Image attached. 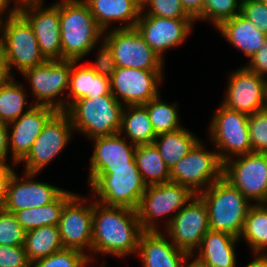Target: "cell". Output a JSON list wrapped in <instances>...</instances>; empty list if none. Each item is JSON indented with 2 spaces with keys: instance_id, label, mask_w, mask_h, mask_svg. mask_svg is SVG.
<instances>
[{
  "instance_id": "20",
  "label": "cell",
  "mask_w": 267,
  "mask_h": 267,
  "mask_svg": "<svg viewBox=\"0 0 267 267\" xmlns=\"http://www.w3.org/2000/svg\"><path fill=\"white\" fill-rule=\"evenodd\" d=\"M37 174L24 172L23 177L14 172L7 185L3 209L15 213L27 208L44 206L55 201L65 189L34 180Z\"/></svg>"
},
{
  "instance_id": "41",
  "label": "cell",
  "mask_w": 267,
  "mask_h": 267,
  "mask_svg": "<svg viewBox=\"0 0 267 267\" xmlns=\"http://www.w3.org/2000/svg\"><path fill=\"white\" fill-rule=\"evenodd\" d=\"M240 14L267 36V4L260 0H241Z\"/></svg>"
},
{
  "instance_id": "55",
  "label": "cell",
  "mask_w": 267,
  "mask_h": 267,
  "mask_svg": "<svg viewBox=\"0 0 267 267\" xmlns=\"http://www.w3.org/2000/svg\"><path fill=\"white\" fill-rule=\"evenodd\" d=\"M265 109L267 110V88H266Z\"/></svg>"
},
{
  "instance_id": "56",
  "label": "cell",
  "mask_w": 267,
  "mask_h": 267,
  "mask_svg": "<svg viewBox=\"0 0 267 267\" xmlns=\"http://www.w3.org/2000/svg\"><path fill=\"white\" fill-rule=\"evenodd\" d=\"M261 2H264L265 4H267V0H260Z\"/></svg>"
},
{
  "instance_id": "23",
  "label": "cell",
  "mask_w": 267,
  "mask_h": 267,
  "mask_svg": "<svg viewBox=\"0 0 267 267\" xmlns=\"http://www.w3.org/2000/svg\"><path fill=\"white\" fill-rule=\"evenodd\" d=\"M139 253V254H138ZM137 254L142 267H181L188 255L178 249L160 231H143L138 242Z\"/></svg>"
},
{
  "instance_id": "14",
  "label": "cell",
  "mask_w": 267,
  "mask_h": 267,
  "mask_svg": "<svg viewBox=\"0 0 267 267\" xmlns=\"http://www.w3.org/2000/svg\"><path fill=\"white\" fill-rule=\"evenodd\" d=\"M73 131L69 115L65 111H57L44 125L29 153L20 162L25 164L24 171L39 174L68 145Z\"/></svg>"
},
{
  "instance_id": "33",
  "label": "cell",
  "mask_w": 267,
  "mask_h": 267,
  "mask_svg": "<svg viewBox=\"0 0 267 267\" xmlns=\"http://www.w3.org/2000/svg\"><path fill=\"white\" fill-rule=\"evenodd\" d=\"M241 238L247 241L253 254H267V207L264 204L253 202L239 239Z\"/></svg>"
},
{
  "instance_id": "21",
  "label": "cell",
  "mask_w": 267,
  "mask_h": 267,
  "mask_svg": "<svg viewBox=\"0 0 267 267\" xmlns=\"http://www.w3.org/2000/svg\"><path fill=\"white\" fill-rule=\"evenodd\" d=\"M32 108L18 119L7 124L8 146L14 165L20 163L29 153L32 144L42 132L47 121L57 112L50 106L30 104Z\"/></svg>"
},
{
  "instance_id": "53",
  "label": "cell",
  "mask_w": 267,
  "mask_h": 267,
  "mask_svg": "<svg viewBox=\"0 0 267 267\" xmlns=\"http://www.w3.org/2000/svg\"><path fill=\"white\" fill-rule=\"evenodd\" d=\"M1 30H0V55L4 52L3 49V36L1 35Z\"/></svg>"
},
{
  "instance_id": "40",
  "label": "cell",
  "mask_w": 267,
  "mask_h": 267,
  "mask_svg": "<svg viewBox=\"0 0 267 267\" xmlns=\"http://www.w3.org/2000/svg\"><path fill=\"white\" fill-rule=\"evenodd\" d=\"M248 127L252 151L267 153V110L249 115Z\"/></svg>"
},
{
  "instance_id": "42",
  "label": "cell",
  "mask_w": 267,
  "mask_h": 267,
  "mask_svg": "<svg viewBox=\"0 0 267 267\" xmlns=\"http://www.w3.org/2000/svg\"><path fill=\"white\" fill-rule=\"evenodd\" d=\"M24 246L0 245V267H30Z\"/></svg>"
},
{
  "instance_id": "2",
  "label": "cell",
  "mask_w": 267,
  "mask_h": 267,
  "mask_svg": "<svg viewBox=\"0 0 267 267\" xmlns=\"http://www.w3.org/2000/svg\"><path fill=\"white\" fill-rule=\"evenodd\" d=\"M62 59L81 61L103 38L88 5L83 0L59 1Z\"/></svg>"
},
{
  "instance_id": "36",
  "label": "cell",
  "mask_w": 267,
  "mask_h": 267,
  "mask_svg": "<svg viewBox=\"0 0 267 267\" xmlns=\"http://www.w3.org/2000/svg\"><path fill=\"white\" fill-rule=\"evenodd\" d=\"M63 248L43 259L34 261L30 267H86L94 258L89 253Z\"/></svg>"
},
{
  "instance_id": "18",
  "label": "cell",
  "mask_w": 267,
  "mask_h": 267,
  "mask_svg": "<svg viewBox=\"0 0 267 267\" xmlns=\"http://www.w3.org/2000/svg\"><path fill=\"white\" fill-rule=\"evenodd\" d=\"M43 0L19 8L34 30L41 54L46 60H61L59 1L44 8Z\"/></svg>"
},
{
  "instance_id": "57",
  "label": "cell",
  "mask_w": 267,
  "mask_h": 267,
  "mask_svg": "<svg viewBox=\"0 0 267 267\" xmlns=\"http://www.w3.org/2000/svg\"><path fill=\"white\" fill-rule=\"evenodd\" d=\"M263 204L267 207V199L265 200V202Z\"/></svg>"
},
{
  "instance_id": "19",
  "label": "cell",
  "mask_w": 267,
  "mask_h": 267,
  "mask_svg": "<svg viewBox=\"0 0 267 267\" xmlns=\"http://www.w3.org/2000/svg\"><path fill=\"white\" fill-rule=\"evenodd\" d=\"M194 21V19H170L150 16L141 12L135 28L151 49L165 60L164 51L185 42L191 33Z\"/></svg>"
},
{
  "instance_id": "45",
  "label": "cell",
  "mask_w": 267,
  "mask_h": 267,
  "mask_svg": "<svg viewBox=\"0 0 267 267\" xmlns=\"http://www.w3.org/2000/svg\"><path fill=\"white\" fill-rule=\"evenodd\" d=\"M14 172L9 164L0 162V209L4 207L8 181Z\"/></svg>"
},
{
  "instance_id": "29",
  "label": "cell",
  "mask_w": 267,
  "mask_h": 267,
  "mask_svg": "<svg viewBox=\"0 0 267 267\" xmlns=\"http://www.w3.org/2000/svg\"><path fill=\"white\" fill-rule=\"evenodd\" d=\"M135 161L146 186L170 182V168L154 144L136 145Z\"/></svg>"
},
{
  "instance_id": "10",
  "label": "cell",
  "mask_w": 267,
  "mask_h": 267,
  "mask_svg": "<svg viewBox=\"0 0 267 267\" xmlns=\"http://www.w3.org/2000/svg\"><path fill=\"white\" fill-rule=\"evenodd\" d=\"M194 195L186 186L172 181L146 186L136 208L142 230L161 231L157 223L159 217L177 214Z\"/></svg>"
},
{
  "instance_id": "16",
  "label": "cell",
  "mask_w": 267,
  "mask_h": 267,
  "mask_svg": "<svg viewBox=\"0 0 267 267\" xmlns=\"http://www.w3.org/2000/svg\"><path fill=\"white\" fill-rule=\"evenodd\" d=\"M228 81L221 105L248 116L265 109L267 78L244 66L233 71Z\"/></svg>"
},
{
  "instance_id": "26",
  "label": "cell",
  "mask_w": 267,
  "mask_h": 267,
  "mask_svg": "<svg viewBox=\"0 0 267 267\" xmlns=\"http://www.w3.org/2000/svg\"><path fill=\"white\" fill-rule=\"evenodd\" d=\"M238 241L239 238L230 234L209 230L195 250L196 258L208 267H236L235 244Z\"/></svg>"
},
{
  "instance_id": "3",
  "label": "cell",
  "mask_w": 267,
  "mask_h": 267,
  "mask_svg": "<svg viewBox=\"0 0 267 267\" xmlns=\"http://www.w3.org/2000/svg\"><path fill=\"white\" fill-rule=\"evenodd\" d=\"M198 196L206 205L209 229L239 238L253 203L223 177Z\"/></svg>"
},
{
  "instance_id": "52",
  "label": "cell",
  "mask_w": 267,
  "mask_h": 267,
  "mask_svg": "<svg viewBox=\"0 0 267 267\" xmlns=\"http://www.w3.org/2000/svg\"><path fill=\"white\" fill-rule=\"evenodd\" d=\"M12 1V0H10ZM14 2L16 1V7L19 9L22 6L29 5L35 2H39L42 0H13Z\"/></svg>"
},
{
  "instance_id": "30",
  "label": "cell",
  "mask_w": 267,
  "mask_h": 267,
  "mask_svg": "<svg viewBox=\"0 0 267 267\" xmlns=\"http://www.w3.org/2000/svg\"><path fill=\"white\" fill-rule=\"evenodd\" d=\"M23 246L30 263L62 250L58 225H47L26 231Z\"/></svg>"
},
{
  "instance_id": "27",
  "label": "cell",
  "mask_w": 267,
  "mask_h": 267,
  "mask_svg": "<svg viewBox=\"0 0 267 267\" xmlns=\"http://www.w3.org/2000/svg\"><path fill=\"white\" fill-rule=\"evenodd\" d=\"M216 29L229 44L241 50L249 59L260 49L267 38L240 13L222 22Z\"/></svg>"
},
{
  "instance_id": "34",
  "label": "cell",
  "mask_w": 267,
  "mask_h": 267,
  "mask_svg": "<svg viewBox=\"0 0 267 267\" xmlns=\"http://www.w3.org/2000/svg\"><path fill=\"white\" fill-rule=\"evenodd\" d=\"M12 78L7 84L0 88V122L9 124L18 119L23 113L30 110L32 107L26 105V92L23 89L24 85L19 84Z\"/></svg>"
},
{
  "instance_id": "46",
  "label": "cell",
  "mask_w": 267,
  "mask_h": 267,
  "mask_svg": "<svg viewBox=\"0 0 267 267\" xmlns=\"http://www.w3.org/2000/svg\"><path fill=\"white\" fill-rule=\"evenodd\" d=\"M185 11L194 19L201 20L205 0H180Z\"/></svg>"
},
{
  "instance_id": "49",
  "label": "cell",
  "mask_w": 267,
  "mask_h": 267,
  "mask_svg": "<svg viewBox=\"0 0 267 267\" xmlns=\"http://www.w3.org/2000/svg\"><path fill=\"white\" fill-rule=\"evenodd\" d=\"M11 1L10 0H0V20L4 17L2 14H4L7 11H9L6 15L8 17L13 16L18 13L19 9L14 5L13 8L9 9ZM9 9V10H8ZM2 15V17H1Z\"/></svg>"
},
{
  "instance_id": "32",
  "label": "cell",
  "mask_w": 267,
  "mask_h": 267,
  "mask_svg": "<svg viewBox=\"0 0 267 267\" xmlns=\"http://www.w3.org/2000/svg\"><path fill=\"white\" fill-rule=\"evenodd\" d=\"M74 194L65 190L55 201L49 204L16 211L14 214L25 231L47 225H58L65 203Z\"/></svg>"
},
{
  "instance_id": "22",
  "label": "cell",
  "mask_w": 267,
  "mask_h": 267,
  "mask_svg": "<svg viewBox=\"0 0 267 267\" xmlns=\"http://www.w3.org/2000/svg\"><path fill=\"white\" fill-rule=\"evenodd\" d=\"M93 140L95 146L90 158L88 182L103 168L130 167V163H136V145L129 144L120 133L112 136L97 137Z\"/></svg>"
},
{
  "instance_id": "8",
  "label": "cell",
  "mask_w": 267,
  "mask_h": 267,
  "mask_svg": "<svg viewBox=\"0 0 267 267\" xmlns=\"http://www.w3.org/2000/svg\"><path fill=\"white\" fill-rule=\"evenodd\" d=\"M201 140L171 169L172 182L186 186L195 195L222 177L223 163L217 151L208 152Z\"/></svg>"
},
{
  "instance_id": "28",
  "label": "cell",
  "mask_w": 267,
  "mask_h": 267,
  "mask_svg": "<svg viewBox=\"0 0 267 267\" xmlns=\"http://www.w3.org/2000/svg\"><path fill=\"white\" fill-rule=\"evenodd\" d=\"M119 133L134 145L153 144L157 136L143 105L124 106Z\"/></svg>"
},
{
  "instance_id": "39",
  "label": "cell",
  "mask_w": 267,
  "mask_h": 267,
  "mask_svg": "<svg viewBox=\"0 0 267 267\" xmlns=\"http://www.w3.org/2000/svg\"><path fill=\"white\" fill-rule=\"evenodd\" d=\"M141 12H145V15L170 19H193L185 11L180 0H147Z\"/></svg>"
},
{
  "instance_id": "54",
  "label": "cell",
  "mask_w": 267,
  "mask_h": 267,
  "mask_svg": "<svg viewBox=\"0 0 267 267\" xmlns=\"http://www.w3.org/2000/svg\"><path fill=\"white\" fill-rule=\"evenodd\" d=\"M141 8L144 6V4L147 2V0H134Z\"/></svg>"
},
{
  "instance_id": "44",
  "label": "cell",
  "mask_w": 267,
  "mask_h": 267,
  "mask_svg": "<svg viewBox=\"0 0 267 267\" xmlns=\"http://www.w3.org/2000/svg\"><path fill=\"white\" fill-rule=\"evenodd\" d=\"M247 69L267 78V38L260 49L249 59Z\"/></svg>"
},
{
  "instance_id": "13",
  "label": "cell",
  "mask_w": 267,
  "mask_h": 267,
  "mask_svg": "<svg viewBox=\"0 0 267 267\" xmlns=\"http://www.w3.org/2000/svg\"><path fill=\"white\" fill-rule=\"evenodd\" d=\"M165 222V233L171 242L188 255H196L202 237L210 230L208 211L204 201L194 195L177 214Z\"/></svg>"
},
{
  "instance_id": "50",
  "label": "cell",
  "mask_w": 267,
  "mask_h": 267,
  "mask_svg": "<svg viewBox=\"0 0 267 267\" xmlns=\"http://www.w3.org/2000/svg\"><path fill=\"white\" fill-rule=\"evenodd\" d=\"M256 257L245 267H267V254L265 253H256Z\"/></svg>"
},
{
  "instance_id": "12",
  "label": "cell",
  "mask_w": 267,
  "mask_h": 267,
  "mask_svg": "<svg viewBox=\"0 0 267 267\" xmlns=\"http://www.w3.org/2000/svg\"><path fill=\"white\" fill-rule=\"evenodd\" d=\"M104 34L102 40L110 47L117 67L163 70L164 60L151 49L135 27H114Z\"/></svg>"
},
{
  "instance_id": "7",
  "label": "cell",
  "mask_w": 267,
  "mask_h": 267,
  "mask_svg": "<svg viewBox=\"0 0 267 267\" xmlns=\"http://www.w3.org/2000/svg\"><path fill=\"white\" fill-rule=\"evenodd\" d=\"M209 126L211 142L215 144L222 163L232 156L253 152L249 138L248 115L220 105Z\"/></svg>"
},
{
  "instance_id": "37",
  "label": "cell",
  "mask_w": 267,
  "mask_h": 267,
  "mask_svg": "<svg viewBox=\"0 0 267 267\" xmlns=\"http://www.w3.org/2000/svg\"><path fill=\"white\" fill-rule=\"evenodd\" d=\"M241 0H205L201 20L211 21L216 28L240 13Z\"/></svg>"
},
{
  "instance_id": "24",
  "label": "cell",
  "mask_w": 267,
  "mask_h": 267,
  "mask_svg": "<svg viewBox=\"0 0 267 267\" xmlns=\"http://www.w3.org/2000/svg\"><path fill=\"white\" fill-rule=\"evenodd\" d=\"M89 7L97 25L108 31L112 22H126L117 28H134L141 13V7L134 0H83Z\"/></svg>"
},
{
  "instance_id": "5",
  "label": "cell",
  "mask_w": 267,
  "mask_h": 267,
  "mask_svg": "<svg viewBox=\"0 0 267 267\" xmlns=\"http://www.w3.org/2000/svg\"><path fill=\"white\" fill-rule=\"evenodd\" d=\"M94 200L108 206L136 210L146 185L136 163L130 167L103 168L90 182Z\"/></svg>"
},
{
  "instance_id": "47",
  "label": "cell",
  "mask_w": 267,
  "mask_h": 267,
  "mask_svg": "<svg viewBox=\"0 0 267 267\" xmlns=\"http://www.w3.org/2000/svg\"><path fill=\"white\" fill-rule=\"evenodd\" d=\"M8 130H10L5 123L0 122V162L7 163V155L10 152L8 146Z\"/></svg>"
},
{
  "instance_id": "43",
  "label": "cell",
  "mask_w": 267,
  "mask_h": 267,
  "mask_svg": "<svg viewBox=\"0 0 267 267\" xmlns=\"http://www.w3.org/2000/svg\"><path fill=\"white\" fill-rule=\"evenodd\" d=\"M102 45L98 49V55L96 58V62L94 65H88L91 69H93L98 75L111 77L116 68L117 64L113 57L110 47L104 42L101 41Z\"/></svg>"
},
{
  "instance_id": "9",
  "label": "cell",
  "mask_w": 267,
  "mask_h": 267,
  "mask_svg": "<svg viewBox=\"0 0 267 267\" xmlns=\"http://www.w3.org/2000/svg\"><path fill=\"white\" fill-rule=\"evenodd\" d=\"M222 177L250 202L263 204L267 199V153L252 152L223 163Z\"/></svg>"
},
{
  "instance_id": "11",
  "label": "cell",
  "mask_w": 267,
  "mask_h": 267,
  "mask_svg": "<svg viewBox=\"0 0 267 267\" xmlns=\"http://www.w3.org/2000/svg\"><path fill=\"white\" fill-rule=\"evenodd\" d=\"M72 60H46L44 63L25 70L22 75L32 89L35 105H45L57 111H65L64 100L57 98L68 92ZM58 100H57V99ZM56 99V100H55Z\"/></svg>"
},
{
  "instance_id": "1",
  "label": "cell",
  "mask_w": 267,
  "mask_h": 267,
  "mask_svg": "<svg viewBox=\"0 0 267 267\" xmlns=\"http://www.w3.org/2000/svg\"><path fill=\"white\" fill-rule=\"evenodd\" d=\"M143 232L136 210L93 202L91 252L123 258L135 254Z\"/></svg>"
},
{
  "instance_id": "51",
  "label": "cell",
  "mask_w": 267,
  "mask_h": 267,
  "mask_svg": "<svg viewBox=\"0 0 267 267\" xmlns=\"http://www.w3.org/2000/svg\"><path fill=\"white\" fill-rule=\"evenodd\" d=\"M193 256L194 255H187L183 260L181 267H208L205 263L201 262L197 258L191 260ZM189 259L191 260L190 263L188 262Z\"/></svg>"
},
{
  "instance_id": "38",
  "label": "cell",
  "mask_w": 267,
  "mask_h": 267,
  "mask_svg": "<svg viewBox=\"0 0 267 267\" xmlns=\"http://www.w3.org/2000/svg\"><path fill=\"white\" fill-rule=\"evenodd\" d=\"M25 232L14 213L0 209V245H24Z\"/></svg>"
},
{
  "instance_id": "25",
  "label": "cell",
  "mask_w": 267,
  "mask_h": 267,
  "mask_svg": "<svg viewBox=\"0 0 267 267\" xmlns=\"http://www.w3.org/2000/svg\"><path fill=\"white\" fill-rule=\"evenodd\" d=\"M78 62L72 60L65 110L80 98L93 99L112 94L109 77L98 75L88 65L77 66Z\"/></svg>"
},
{
  "instance_id": "4",
  "label": "cell",
  "mask_w": 267,
  "mask_h": 267,
  "mask_svg": "<svg viewBox=\"0 0 267 267\" xmlns=\"http://www.w3.org/2000/svg\"><path fill=\"white\" fill-rule=\"evenodd\" d=\"M123 108V104L108 94L93 99L80 98L65 112L70 117L73 130L92 140L120 132Z\"/></svg>"
},
{
  "instance_id": "17",
  "label": "cell",
  "mask_w": 267,
  "mask_h": 267,
  "mask_svg": "<svg viewBox=\"0 0 267 267\" xmlns=\"http://www.w3.org/2000/svg\"><path fill=\"white\" fill-rule=\"evenodd\" d=\"M87 200L74 194L65 203L58 223L63 248L91 251L93 202L87 205Z\"/></svg>"
},
{
  "instance_id": "48",
  "label": "cell",
  "mask_w": 267,
  "mask_h": 267,
  "mask_svg": "<svg viewBox=\"0 0 267 267\" xmlns=\"http://www.w3.org/2000/svg\"><path fill=\"white\" fill-rule=\"evenodd\" d=\"M12 78V72L10 71L8 61L4 52L0 55V88L7 84Z\"/></svg>"
},
{
  "instance_id": "35",
  "label": "cell",
  "mask_w": 267,
  "mask_h": 267,
  "mask_svg": "<svg viewBox=\"0 0 267 267\" xmlns=\"http://www.w3.org/2000/svg\"><path fill=\"white\" fill-rule=\"evenodd\" d=\"M160 94L143 106L147 109L150 122L156 135L176 131L180 125L176 103L167 104L161 101ZM178 112V113H177Z\"/></svg>"
},
{
  "instance_id": "6",
  "label": "cell",
  "mask_w": 267,
  "mask_h": 267,
  "mask_svg": "<svg viewBox=\"0 0 267 267\" xmlns=\"http://www.w3.org/2000/svg\"><path fill=\"white\" fill-rule=\"evenodd\" d=\"M0 30L4 54L11 72L14 66L22 74L46 61L40 52L32 26L19 12L0 20Z\"/></svg>"
},
{
  "instance_id": "15",
  "label": "cell",
  "mask_w": 267,
  "mask_h": 267,
  "mask_svg": "<svg viewBox=\"0 0 267 267\" xmlns=\"http://www.w3.org/2000/svg\"><path fill=\"white\" fill-rule=\"evenodd\" d=\"M162 78V70L117 67L110 77L111 93L123 106L144 105L159 95Z\"/></svg>"
},
{
  "instance_id": "31",
  "label": "cell",
  "mask_w": 267,
  "mask_h": 267,
  "mask_svg": "<svg viewBox=\"0 0 267 267\" xmlns=\"http://www.w3.org/2000/svg\"><path fill=\"white\" fill-rule=\"evenodd\" d=\"M199 138L185 128L173 132L158 134L153 144L159 150L165 164L171 169L197 143Z\"/></svg>"
}]
</instances>
